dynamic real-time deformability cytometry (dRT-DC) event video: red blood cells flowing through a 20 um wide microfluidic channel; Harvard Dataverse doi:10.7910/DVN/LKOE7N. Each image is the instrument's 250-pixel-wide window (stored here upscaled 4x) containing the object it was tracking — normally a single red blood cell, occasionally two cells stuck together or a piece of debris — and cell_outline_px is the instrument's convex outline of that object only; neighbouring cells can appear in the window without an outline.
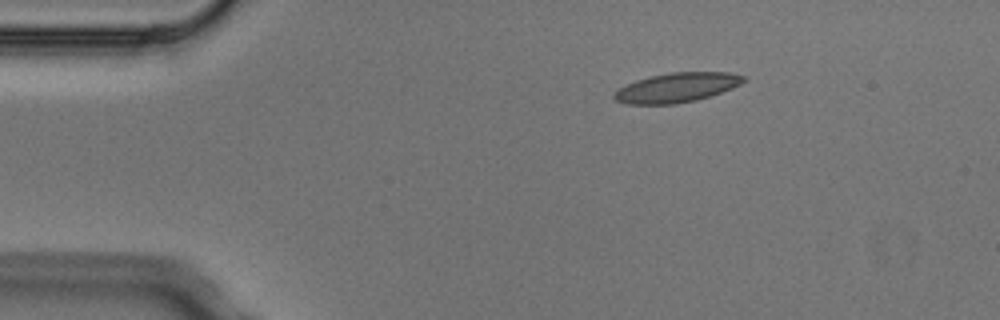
{"species": "Egyptian fruit bat (a non-hibernating species)", "species_latin": "Rousettus aegyptiacus", "temperature_condition": "cold", "stored_images_in_passage": 7, "camera_frame_rate_fps": 3000, "um_per_image_px": 0.085, "animal": {"sex": "male"}, "frame": {"image": 1, "passage_image": 1, "time_ms": 0.0, "image_size_px": [1000, 320], "cell_outline_px": [[748, 80], [732, 88], [696, 100], [676, 104], [624, 104], [612, 100], [612, 96], [620, 88], [636, 80], [648, 76], [668, 72], [732, 72], [748, 76]], "centroid_in_image_um": [57.54, 7.43], "position_along_channel_um": 27.5, "area_um2": 22.48}}
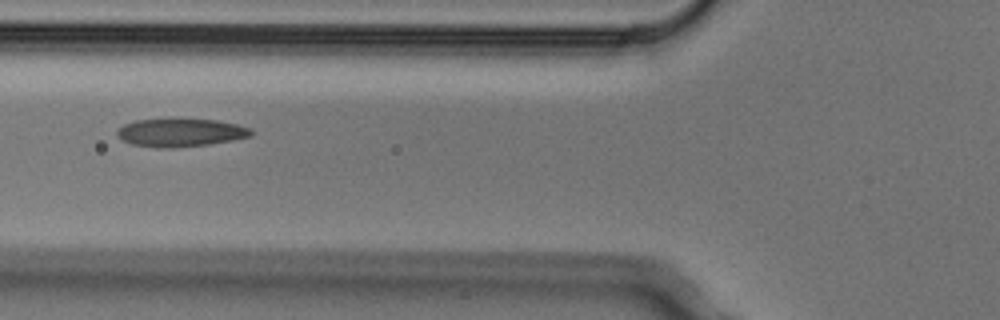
{"frame": {"image": 2, "passage_image": 4, "time_ms": 1.0, "image_size_px": [1000, 320], "cell_outline_px": [[252, 136], [232, 140], [208, 144], [172, 148], [156, 148], [132, 144], [116, 136], [116, 132], [124, 124], [136, 120], [216, 120], [236, 124], [252, 128]], "centroid_in_image_um": [15.35, 11.29], "position_along_channel_um": 110.4, "area_um2": 21.62}}
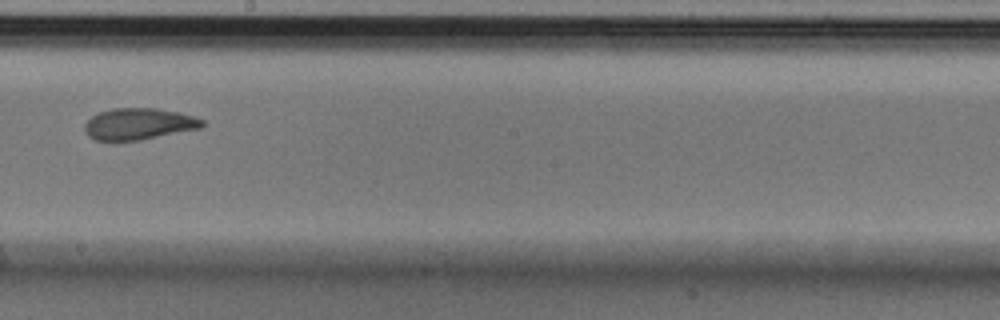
{"frame": {"image": 3, "passage_image": 7, "time_ms": 2.0, "image_size_px": [1000, 320], "cell_outline_px": [[204, 128], [140, 140], [92, 140], [84, 132], [84, 124], [92, 116], [100, 112], [112, 108], [156, 108], [180, 112], [204, 120]], "centroid_in_image_um": [11.81, 10.53], "position_along_channel_um": 236.4, "area_um2": 21.79}}